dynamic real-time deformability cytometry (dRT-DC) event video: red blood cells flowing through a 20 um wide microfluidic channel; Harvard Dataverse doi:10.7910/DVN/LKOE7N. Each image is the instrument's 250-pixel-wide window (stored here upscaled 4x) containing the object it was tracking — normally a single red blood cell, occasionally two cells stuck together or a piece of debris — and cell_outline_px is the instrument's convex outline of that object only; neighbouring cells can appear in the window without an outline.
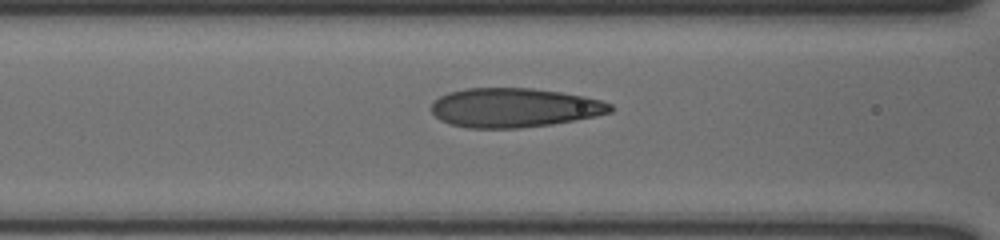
{"species": "human", "species_latin": "Homo sapiens", "temperature_condition": "cold", "stored_images_in_passage": 9, "camera_frame_rate_fps": 3000, "um_per_image_px": 0.085, "donor": {"sex": "male"}, "frame": {"image": 1, "passage_image": 7, "time_ms": 2.0, "image_size_px": [1000, 240], "cell_outline_px": [[612, 112], [596, 116], [552, 124], [520, 128], [468, 128], [448, 124], [440, 120], [432, 112], [432, 104], [440, 96], [448, 92], [464, 88], [532, 88], [560, 92], [584, 96], [600, 100], [612, 104]], "centroid_in_image_um": [43.7, 9.15], "position_along_channel_um": 122.9, "area_um2": 40.98}}